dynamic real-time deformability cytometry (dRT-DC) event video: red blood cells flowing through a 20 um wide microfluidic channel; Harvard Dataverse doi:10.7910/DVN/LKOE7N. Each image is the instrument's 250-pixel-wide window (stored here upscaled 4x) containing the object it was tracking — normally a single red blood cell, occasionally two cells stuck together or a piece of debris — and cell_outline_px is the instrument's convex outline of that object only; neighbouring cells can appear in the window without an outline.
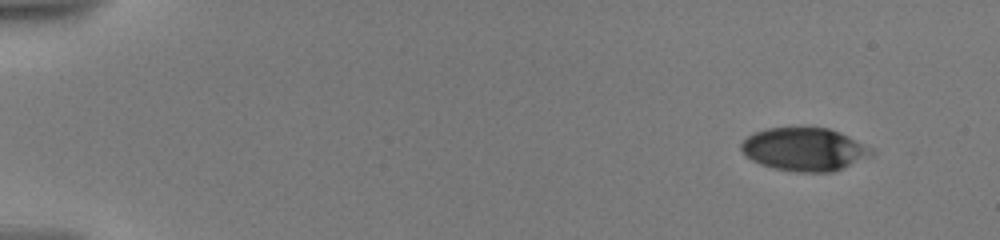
{"species": "human", "species_latin": "Homo sapiens", "temperature_condition": "warm", "stored_images_in_passage": 33, "camera_frame_rate_fps": 3000, "um_per_image_px": 0.085, "donor": {"sex": "male"}, "frame": {"image": 1, "passage_image": 1, "time_ms": 0.0, "image_size_px": [1000, 240], "cell_outline_px": [[872, 156], [832, 172], [796, 172], [776, 168], [760, 164], [752, 160], [740, 148], [740, 144], [752, 132], [768, 128], [828, 128], [840, 132], [872, 148]], "centroid_in_image_um": [68.37, 12.69], "position_along_channel_um": 16.6, "area_um2": 32.48}}
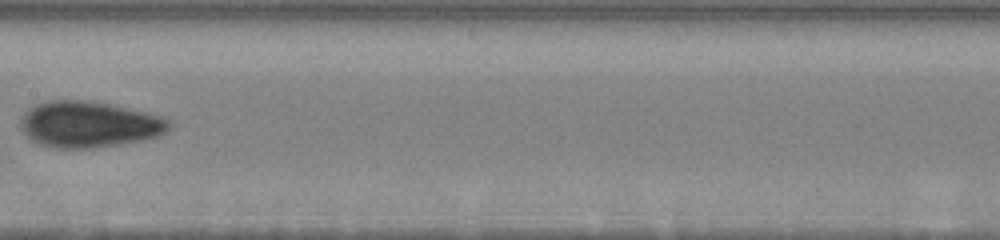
{"frame": {"image": 2, "passage_image": 15, "time_ms": 9.0, "image_size_px": [1000, 240], "cell_outline_px": [[172, 128], [156, 136], [140, 140], [92, 148], [52, 148], [40, 144], [32, 140], [24, 132], [20, 124], [24, 112], [36, 104], [48, 100], [84, 100], [112, 104], [160, 116], [168, 120], [172, 124]], "centroid_in_image_um": [7.54, 10.56], "position_along_channel_um": 199.9, "area_um2": 39.59}}
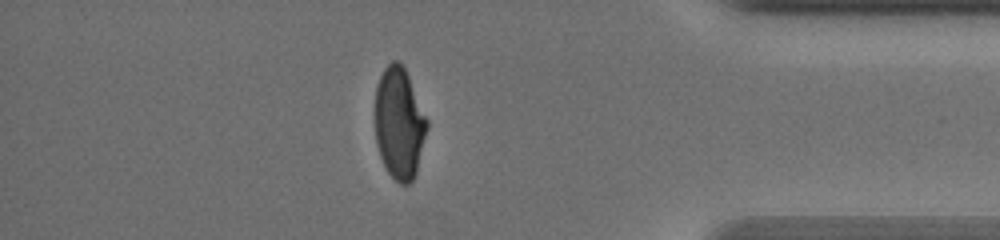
{"frame": {"image": 3, "passage_image": 28, "time_ms": 15.333, "image_size_px": [1000, 240], "cell_outline_px": [[428, 128], [416, 172], [412, 180], [408, 184], [400, 184], [388, 172], [380, 156], [376, 144], [376, 88], [380, 76], [384, 68], [392, 60], [396, 60], [404, 68], [408, 76], [428, 120]], "centroid_in_image_um": [33.94, 10.49], "position_along_channel_um": 401.3, "area_um2": 33.41}, "authors_computed_cell_mechanics": {"area_um2": 35.547, "velocity_mm_per_s": 3.5776, "shape_relaxation_time_tau1_ms": 5.9242, "shape_relaxation_time_tau2_ms": 1.7935, "deformation_change_tau1": 0.2003, "deformation_change_tau2": 0.0652}}